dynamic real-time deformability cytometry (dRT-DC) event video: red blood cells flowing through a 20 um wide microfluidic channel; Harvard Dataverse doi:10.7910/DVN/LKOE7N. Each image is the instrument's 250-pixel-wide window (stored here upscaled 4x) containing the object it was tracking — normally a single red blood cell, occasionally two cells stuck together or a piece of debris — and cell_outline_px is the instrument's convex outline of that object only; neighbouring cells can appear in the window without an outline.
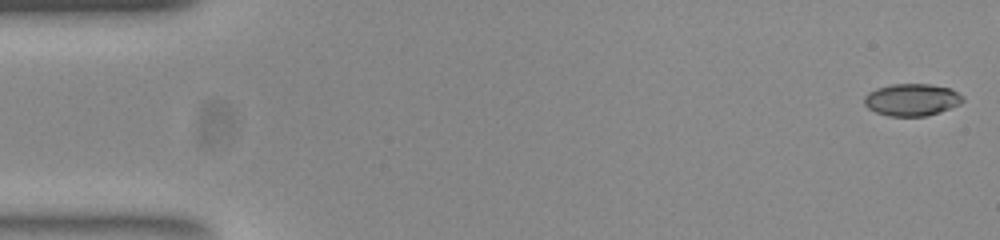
{"species": "common noctule bat (a hibernating species)", "species_latin": "Nyctalus noctula", "temperature_condition": "room temperature", "stored_images_in_passage": 52, "camera_frame_rate_fps": 3000, "um_per_image_px": 0.085, "animal": {"sex": "female", "body_mass_g": 23.0, "forearm_length_mm": 53.4}, "frame": {"image": 1, "passage_image": 1, "time_ms": 0.0, "image_size_px": [1000, 240], "cell_outline_px": [[964, 100], [960, 104], [924, 116], [888, 116], [876, 112], [868, 108], [864, 104], [864, 96], [868, 92], [876, 88], [892, 84], [932, 84], [952, 88], [964, 96]], "centroid_in_image_um": [77.5, 8.46], "position_along_channel_um": 7.5, "area_um2": 18.5}}
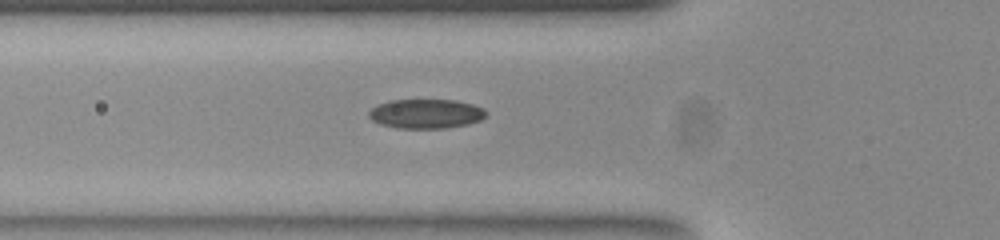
{"frame": {"image": 2, "passage_image": 18, "time_ms": 5.667, "image_size_px": [1000, 240], "cell_outline_px": [[488, 112], [480, 120], [468, 124], [444, 128], [396, 128], [380, 124], [372, 120], [368, 116], [368, 112], [376, 104], [388, 100], [456, 100], [472, 104], [484, 108]], "centroid_in_image_um": [36.18, 9.66], "position_along_channel_um": 89.6, "area_um2": 20.17}}
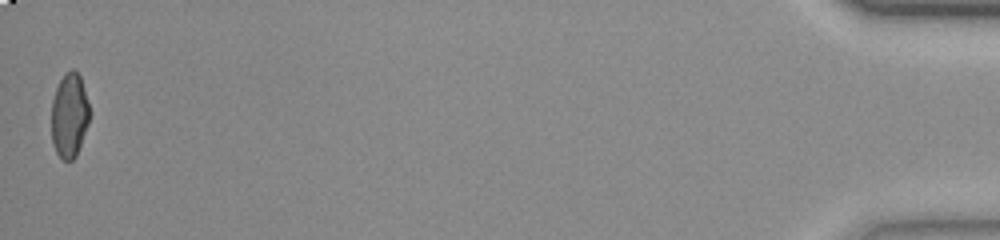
{"frame": {"image": 3, "passage_image": 52, "time_ms": 17.0, "image_size_px": [1000, 240], "cell_outline_px": [[88, 124], [76, 156], [72, 160], [64, 160], [56, 152], [52, 144], [52, 100], [56, 88], [64, 72], [72, 68], [80, 76], [84, 88], [88, 104]], "centroid_in_image_um": [5.88, 9.8], "position_along_channel_um": 429.3, "area_um2": 18.55}, "authors_computed_cell_mechanics": {"area_um2": 19.652, "velocity_mm_per_s": 3.8824, "shape_relaxation_time_tau1_ms": null, "shape_relaxation_time_tau2_ms": 1.4842, "deformation_change_tau1": null, "deformation_change_tau2": 0.0473}}